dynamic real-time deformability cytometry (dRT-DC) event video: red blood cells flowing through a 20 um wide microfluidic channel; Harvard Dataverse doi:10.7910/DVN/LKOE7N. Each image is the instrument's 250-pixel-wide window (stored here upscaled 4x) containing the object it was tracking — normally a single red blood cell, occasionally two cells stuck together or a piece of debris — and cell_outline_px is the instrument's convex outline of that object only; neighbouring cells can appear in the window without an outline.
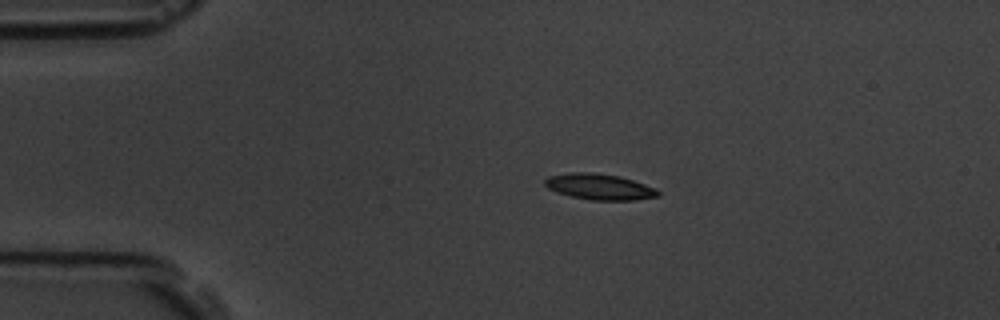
{"species": "common noctule bat (a hibernating species)", "species_latin": "Nyctalus noctula", "temperature_condition": "room temperature", "stored_images_in_passage": 45, "camera_frame_rate_fps": 3000, "um_per_image_px": 0.085, "animal": {"sex": "male", "body_mass_g": 19.5, "forearm_length_mm": 54.6}, "frame": {"image": 1, "passage_image": 1, "time_ms": 0.0, "image_size_px": [1000, 320], "cell_outline_px": [[660, 196], [636, 200], [592, 200], [572, 196], [556, 192], [548, 188], [544, 184], [544, 180], [548, 176], [572, 172], [588, 172], [620, 176], [656, 188], [660, 192]], "centroid_in_image_um": [50.96, 15.87], "position_along_channel_um": 34.0, "area_um2": 17.05}}
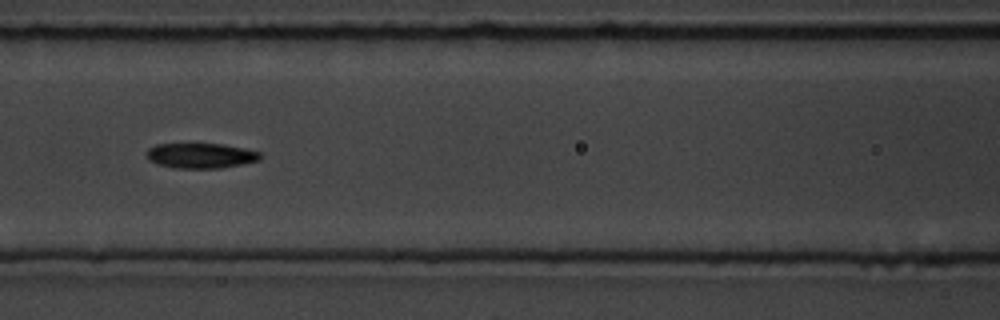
{"frame": {"image": 2, "passage_image": 14, "time_ms": 4.333, "image_size_px": [1000, 320], "cell_outline_px": [[260, 160], [220, 168], [176, 168], [160, 164], [148, 160], [148, 148], [156, 144], [196, 140], [224, 144], [244, 148], [260, 152]], "centroid_in_image_um": [17.03, 13.16], "position_along_channel_um": 149.6, "area_um2": 17.4}}
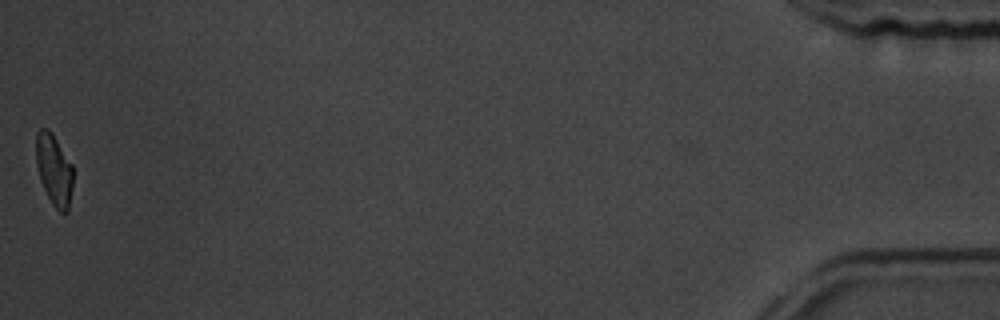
{"frame": {"image": 3, "passage_image": 45, "time_ms": 14.667, "image_size_px": [1000, 320], "cell_outline_px": [[72, 188], [68, 212], [60, 212], [52, 204], [40, 180], [36, 164], [36, 132], [40, 128], [48, 128], [52, 132], [72, 164]], "centroid_in_image_um": [4.58, 14.4], "position_along_channel_um": 430.6, "area_um2": 15.37}, "authors_computed_cell_mechanics": {"area_um2": 16.762, "velocity_mm_per_s": 3.6743, "shape_relaxation_time_tau1_ms": 4.7859, "shape_relaxation_time_tau2_ms": null, "deformation_change_tau1": 0.1302, "deformation_change_tau2": null}}